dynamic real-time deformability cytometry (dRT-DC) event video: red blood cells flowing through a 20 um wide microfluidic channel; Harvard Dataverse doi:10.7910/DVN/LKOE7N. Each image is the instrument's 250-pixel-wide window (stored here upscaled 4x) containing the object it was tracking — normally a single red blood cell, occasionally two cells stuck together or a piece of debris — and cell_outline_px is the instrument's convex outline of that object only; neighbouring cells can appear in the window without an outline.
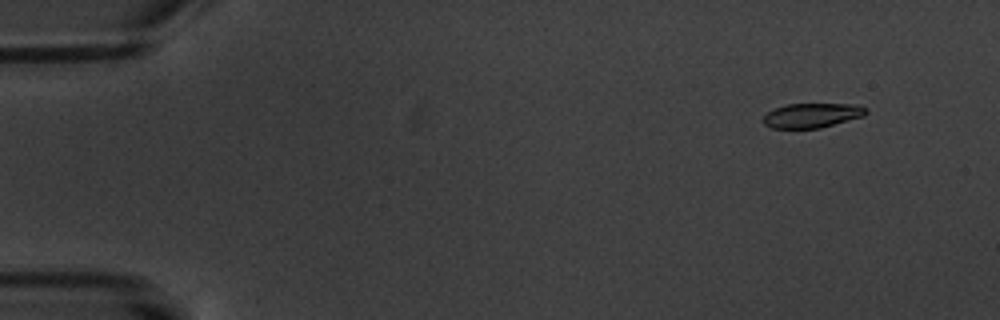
{"species": "common noctule bat (a hibernating species)", "species_latin": "Nyctalus noctula", "temperature_condition": "warm", "stored_images_in_passage": 5, "camera_frame_rate_fps": 3000, "um_per_image_px": 0.085, "animal": {"sex": "male", "body_mass_g": 20.1, "forearm_length_mm": 53.5}, "frame": {"image": 1, "passage_image": 2, "time_ms": 1.0, "image_size_px": [1000, 320], "cell_outline_px": [[868, 112], [864, 116], [820, 128], [772, 128], [764, 124], [764, 116], [768, 112], [776, 108], [788, 104], [856, 104], [868, 108]], "centroid_in_image_um": [69.07, 9.8], "position_along_channel_um": 15.9, "area_um2": 14.62}}